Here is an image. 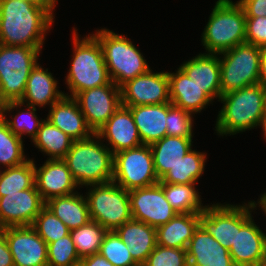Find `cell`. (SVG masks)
Returning a JSON list of instances; mask_svg holds the SVG:
<instances>
[{"label": "cell", "instance_id": "cell-1", "mask_svg": "<svg viewBox=\"0 0 266 266\" xmlns=\"http://www.w3.org/2000/svg\"><path fill=\"white\" fill-rule=\"evenodd\" d=\"M55 4L29 0H0V44L42 48L54 22Z\"/></svg>", "mask_w": 266, "mask_h": 266}, {"label": "cell", "instance_id": "cell-2", "mask_svg": "<svg viewBox=\"0 0 266 266\" xmlns=\"http://www.w3.org/2000/svg\"><path fill=\"white\" fill-rule=\"evenodd\" d=\"M223 107L216 121L218 135H235L260 126L266 106V89L259 83L221 95Z\"/></svg>", "mask_w": 266, "mask_h": 266}, {"label": "cell", "instance_id": "cell-3", "mask_svg": "<svg viewBox=\"0 0 266 266\" xmlns=\"http://www.w3.org/2000/svg\"><path fill=\"white\" fill-rule=\"evenodd\" d=\"M101 140L96 133L84 140H74L63 158L79 187L113 181L114 154Z\"/></svg>", "mask_w": 266, "mask_h": 266}, {"label": "cell", "instance_id": "cell-4", "mask_svg": "<svg viewBox=\"0 0 266 266\" xmlns=\"http://www.w3.org/2000/svg\"><path fill=\"white\" fill-rule=\"evenodd\" d=\"M73 29L74 53L68 75L65 77L71 94L65 93V96L74 98L79 92L104 86L112 80L98 39L90 34L80 40L77 30Z\"/></svg>", "mask_w": 266, "mask_h": 266}, {"label": "cell", "instance_id": "cell-5", "mask_svg": "<svg viewBox=\"0 0 266 266\" xmlns=\"http://www.w3.org/2000/svg\"><path fill=\"white\" fill-rule=\"evenodd\" d=\"M208 54H220L246 43V15L238 2L218 0L202 33Z\"/></svg>", "mask_w": 266, "mask_h": 266}, {"label": "cell", "instance_id": "cell-6", "mask_svg": "<svg viewBox=\"0 0 266 266\" xmlns=\"http://www.w3.org/2000/svg\"><path fill=\"white\" fill-rule=\"evenodd\" d=\"M99 41L112 82L121 87L150 70L144 56L130 39L108 29L93 34Z\"/></svg>", "mask_w": 266, "mask_h": 266}, {"label": "cell", "instance_id": "cell-7", "mask_svg": "<svg viewBox=\"0 0 266 266\" xmlns=\"http://www.w3.org/2000/svg\"><path fill=\"white\" fill-rule=\"evenodd\" d=\"M41 49L0 44V98L4 103L21 100Z\"/></svg>", "mask_w": 266, "mask_h": 266}, {"label": "cell", "instance_id": "cell-8", "mask_svg": "<svg viewBox=\"0 0 266 266\" xmlns=\"http://www.w3.org/2000/svg\"><path fill=\"white\" fill-rule=\"evenodd\" d=\"M86 201L90 219L107 231H115L125 222L132 220L129 191L113 181L90 185Z\"/></svg>", "mask_w": 266, "mask_h": 266}, {"label": "cell", "instance_id": "cell-9", "mask_svg": "<svg viewBox=\"0 0 266 266\" xmlns=\"http://www.w3.org/2000/svg\"><path fill=\"white\" fill-rule=\"evenodd\" d=\"M222 95L259 83L261 48L242 43L219 55Z\"/></svg>", "mask_w": 266, "mask_h": 266}, {"label": "cell", "instance_id": "cell-10", "mask_svg": "<svg viewBox=\"0 0 266 266\" xmlns=\"http://www.w3.org/2000/svg\"><path fill=\"white\" fill-rule=\"evenodd\" d=\"M113 182L128 191L159 183L150 146L143 144L114 154Z\"/></svg>", "mask_w": 266, "mask_h": 266}, {"label": "cell", "instance_id": "cell-11", "mask_svg": "<svg viewBox=\"0 0 266 266\" xmlns=\"http://www.w3.org/2000/svg\"><path fill=\"white\" fill-rule=\"evenodd\" d=\"M244 204L238 206L218 203L207 205L205 210L199 213V225L229 250L235 242L236 229H240L252 216L251 211L257 206L255 201Z\"/></svg>", "mask_w": 266, "mask_h": 266}, {"label": "cell", "instance_id": "cell-12", "mask_svg": "<svg viewBox=\"0 0 266 266\" xmlns=\"http://www.w3.org/2000/svg\"><path fill=\"white\" fill-rule=\"evenodd\" d=\"M74 99L78 102L87 125L96 133L118 110L121 90L113 82L101 87L79 92Z\"/></svg>", "mask_w": 266, "mask_h": 266}, {"label": "cell", "instance_id": "cell-13", "mask_svg": "<svg viewBox=\"0 0 266 266\" xmlns=\"http://www.w3.org/2000/svg\"><path fill=\"white\" fill-rule=\"evenodd\" d=\"M129 199L132 219L155 228L166 224L177 214L159 183L129 190Z\"/></svg>", "mask_w": 266, "mask_h": 266}, {"label": "cell", "instance_id": "cell-14", "mask_svg": "<svg viewBox=\"0 0 266 266\" xmlns=\"http://www.w3.org/2000/svg\"><path fill=\"white\" fill-rule=\"evenodd\" d=\"M122 106L157 105L170 102L168 72L151 69L120 87Z\"/></svg>", "mask_w": 266, "mask_h": 266}, {"label": "cell", "instance_id": "cell-15", "mask_svg": "<svg viewBox=\"0 0 266 266\" xmlns=\"http://www.w3.org/2000/svg\"><path fill=\"white\" fill-rule=\"evenodd\" d=\"M45 205L35 184L18 193H3L0 197V228L31 226Z\"/></svg>", "mask_w": 266, "mask_h": 266}, {"label": "cell", "instance_id": "cell-16", "mask_svg": "<svg viewBox=\"0 0 266 266\" xmlns=\"http://www.w3.org/2000/svg\"><path fill=\"white\" fill-rule=\"evenodd\" d=\"M14 266H48L47 243L31 226L4 228Z\"/></svg>", "mask_w": 266, "mask_h": 266}, {"label": "cell", "instance_id": "cell-17", "mask_svg": "<svg viewBox=\"0 0 266 266\" xmlns=\"http://www.w3.org/2000/svg\"><path fill=\"white\" fill-rule=\"evenodd\" d=\"M57 84V80L54 79L52 73L37 63L30 72L25 93L21 100L4 103L2 114L20 108L25 102H27L26 107L36 108V106L43 107L48 104L51 107L65 96L62 91L57 89Z\"/></svg>", "mask_w": 266, "mask_h": 266}, {"label": "cell", "instance_id": "cell-18", "mask_svg": "<svg viewBox=\"0 0 266 266\" xmlns=\"http://www.w3.org/2000/svg\"><path fill=\"white\" fill-rule=\"evenodd\" d=\"M252 218L236 229L235 242L229 248L235 266H261L266 256V234Z\"/></svg>", "mask_w": 266, "mask_h": 266}, {"label": "cell", "instance_id": "cell-19", "mask_svg": "<svg viewBox=\"0 0 266 266\" xmlns=\"http://www.w3.org/2000/svg\"><path fill=\"white\" fill-rule=\"evenodd\" d=\"M35 168V187L45 202L49 199L69 195L78 184L74 180L69 168L63 159H48Z\"/></svg>", "mask_w": 266, "mask_h": 266}, {"label": "cell", "instance_id": "cell-20", "mask_svg": "<svg viewBox=\"0 0 266 266\" xmlns=\"http://www.w3.org/2000/svg\"><path fill=\"white\" fill-rule=\"evenodd\" d=\"M96 134L108 140L113 154L143 145L131 111L122 105Z\"/></svg>", "mask_w": 266, "mask_h": 266}, {"label": "cell", "instance_id": "cell-21", "mask_svg": "<svg viewBox=\"0 0 266 266\" xmlns=\"http://www.w3.org/2000/svg\"><path fill=\"white\" fill-rule=\"evenodd\" d=\"M189 266H235L229 250L200 225L187 247Z\"/></svg>", "mask_w": 266, "mask_h": 266}, {"label": "cell", "instance_id": "cell-22", "mask_svg": "<svg viewBox=\"0 0 266 266\" xmlns=\"http://www.w3.org/2000/svg\"><path fill=\"white\" fill-rule=\"evenodd\" d=\"M46 119L74 140H84L95 134L73 97L64 96L54 103Z\"/></svg>", "mask_w": 266, "mask_h": 266}, {"label": "cell", "instance_id": "cell-23", "mask_svg": "<svg viewBox=\"0 0 266 266\" xmlns=\"http://www.w3.org/2000/svg\"><path fill=\"white\" fill-rule=\"evenodd\" d=\"M218 56L219 54L200 53L180 66L212 100L219 99L222 95Z\"/></svg>", "mask_w": 266, "mask_h": 266}, {"label": "cell", "instance_id": "cell-24", "mask_svg": "<svg viewBox=\"0 0 266 266\" xmlns=\"http://www.w3.org/2000/svg\"><path fill=\"white\" fill-rule=\"evenodd\" d=\"M168 77L173 105L195 114L213 101L180 67L176 73L168 72Z\"/></svg>", "mask_w": 266, "mask_h": 266}, {"label": "cell", "instance_id": "cell-25", "mask_svg": "<svg viewBox=\"0 0 266 266\" xmlns=\"http://www.w3.org/2000/svg\"><path fill=\"white\" fill-rule=\"evenodd\" d=\"M125 107L131 111L142 144L150 146L167 135L168 103Z\"/></svg>", "mask_w": 266, "mask_h": 266}, {"label": "cell", "instance_id": "cell-26", "mask_svg": "<svg viewBox=\"0 0 266 266\" xmlns=\"http://www.w3.org/2000/svg\"><path fill=\"white\" fill-rule=\"evenodd\" d=\"M115 232L127 245L131 257L142 266L157 245L156 228L144 222L130 220L117 228Z\"/></svg>", "mask_w": 266, "mask_h": 266}, {"label": "cell", "instance_id": "cell-27", "mask_svg": "<svg viewBox=\"0 0 266 266\" xmlns=\"http://www.w3.org/2000/svg\"><path fill=\"white\" fill-rule=\"evenodd\" d=\"M199 226V213H177L169 222L156 228L157 245L187 249Z\"/></svg>", "mask_w": 266, "mask_h": 266}, {"label": "cell", "instance_id": "cell-28", "mask_svg": "<svg viewBox=\"0 0 266 266\" xmlns=\"http://www.w3.org/2000/svg\"><path fill=\"white\" fill-rule=\"evenodd\" d=\"M58 217L69 230L86 225L90 219L88 204L85 196L72 193L49 199L45 205Z\"/></svg>", "mask_w": 266, "mask_h": 266}, {"label": "cell", "instance_id": "cell-29", "mask_svg": "<svg viewBox=\"0 0 266 266\" xmlns=\"http://www.w3.org/2000/svg\"><path fill=\"white\" fill-rule=\"evenodd\" d=\"M192 138L165 136L150 145L153 162L159 180L192 149Z\"/></svg>", "mask_w": 266, "mask_h": 266}, {"label": "cell", "instance_id": "cell-30", "mask_svg": "<svg viewBox=\"0 0 266 266\" xmlns=\"http://www.w3.org/2000/svg\"><path fill=\"white\" fill-rule=\"evenodd\" d=\"M205 153L190 149L175 166L171 167L159 183L195 184L204 172Z\"/></svg>", "mask_w": 266, "mask_h": 266}, {"label": "cell", "instance_id": "cell-31", "mask_svg": "<svg viewBox=\"0 0 266 266\" xmlns=\"http://www.w3.org/2000/svg\"><path fill=\"white\" fill-rule=\"evenodd\" d=\"M74 139L51 124L47 119L41 123L34 145L46 153L49 159H63L70 150Z\"/></svg>", "mask_w": 266, "mask_h": 266}, {"label": "cell", "instance_id": "cell-32", "mask_svg": "<svg viewBox=\"0 0 266 266\" xmlns=\"http://www.w3.org/2000/svg\"><path fill=\"white\" fill-rule=\"evenodd\" d=\"M159 184L167 201L177 213H200L205 210L206 205H201L202 200L195 184Z\"/></svg>", "mask_w": 266, "mask_h": 266}, {"label": "cell", "instance_id": "cell-33", "mask_svg": "<svg viewBox=\"0 0 266 266\" xmlns=\"http://www.w3.org/2000/svg\"><path fill=\"white\" fill-rule=\"evenodd\" d=\"M108 231L99 223L89 221L86 225L70 230L73 243L80 259L99 253Z\"/></svg>", "mask_w": 266, "mask_h": 266}, {"label": "cell", "instance_id": "cell-34", "mask_svg": "<svg viewBox=\"0 0 266 266\" xmlns=\"http://www.w3.org/2000/svg\"><path fill=\"white\" fill-rule=\"evenodd\" d=\"M34 160L4 169L0 177V197L3 193H18L30 189L35 184Z\"/></svg>", "mask_w": 266, "mask_h": 266}, {"label": "cell", "instance_id": "cell-35", "mask_svg": "<svg viewBox=\"0 0 266 266\" xmlns=\"http://www.w3.org/2000/svg\"><path fill=\"white\" fill-rule=\"evenodd\" d=\"M23 140L14 134L5 119L0 117V165L5 168L18 166L27 161Z\"/></svg>", "mask_w": 266, "mask_h": 266}, {"label": "cell", "instance_id": "cell-36", "mask_svg": "<svg viewBox=\"0 0 266 266\" xmlns=\"http://www.w3.org/2000/svg\"><path fill=\"white\" fill-rule=\"evenodd\" d=\"M31 227L48 244L68 235V227L46 206L35 218Z\"/></svg>", "mask_w": 266, "mask_h": 266}, {"label": "cell", "instance_id": "cell-37", "mask_svg": "<svg viewBox=\"0 0 266 266\" xmlns=\"http://www.w3.org/2000/svg\"><path fill=\"white\" fill-rule=\"evenodd\" d=\"M99 253L114 266H139L131 257L127 245L115 231L106 233Z\"/></svg>", "mask_w": 266, "mask_h": 266}, {"label": "cell", "instance_id": "cell-38", "mask_svg": "<svg viewBox=\"0 0 266 266\" xmlns=\"http://www.w3.org/2000/svg\"><path fill=\"white\" fill-rule=\"evenodd\" d=\"M47 260L48 266H71L81 260L70 233L47 244Z\"/></svg>", "mask_w": 266, "mask_h": 266}, {"label": "cell", "instance_id": "cell-39", "mask_svg": "<svg viewBox=\"0 0 266 266\" xmlns=\"http://www.w3.org/2000/svg\"><path fill=\"white\" fill-rule=\"evenodd\" d=\"M192 114L180 107L168 103L166 132L167 136L193 137Z\"/></svg>", "mask_w": 266, "mask_h": 266}, {"label": "cell", "instance_id": "cell-40", "mask_svg": "<svg viewBox=\"0 0 266 266\" xmlns=\"http://www.w3.org/2000/svg\"><path fill=\"white\" fill-rule=\"evenodd\" d=\"M27 108L28 110L26 112L18 111V114L12 117L13 120L11 119L8 120V118H6L7 115L5 114H2V117L5 119L10 130L14 134L18 135L21 139H23L22 138L23 135L28 134V136H30L31 140L33 141V139L37 136L41 123L44 120L38 119L35 113V111L37 110L35 107L28 106ZM22 116H23V119H22Z\"/></svg>", "mask_w": 266, "mask_h": 266}, {"label": "cell", "instance_id": "cell-41", "mask_svg": "<svg viewBox=\"0 0 266 266\" xmlns=\"http://www.w3.org/2000/svg\"><path fill=\"white\" fill-rule=\"evenodd\" d=\"M142 266H189L187 249L156 245Z\"/></svg>", "mask_w": 266, "mask_h": 266}, {"label": "cell", "instance_id": "cell-42", "mask_svg": "<svg viewBox=\"0 0 266 266\" xmlns=\"http://www.w3.org/2000/svg\"><path fill=\"white\" fill-rule=\"evenodd\" d=\"M246 43L266 47V17H246Z\"/></svg>", "mask_w": 266, "mask_h": 266}, {"label": "cell", "instance_id": "cell-43", "mask_svg": "<svg viewBox=\"0 0 266 266\" xmlns=\"http://www.w3.org/2000/svg\"><path fill=\"white\" fill-rule=\"evenodd\" d=\"M245 11L246 17H266V0L237 1Z\"/></svg>", "mask_w": 266, "mask_h": 266}, {"label": "cell", "instance_id": "cell-44", "mask_svg": "<svg viewBox=\"0 0 266 266\" xmlns=\"http://www.w3.org/2000/svg\"><path fill=\"white\" fill-rule=\"evenodd\" d=\"M0 266H14L13 257L5 239L4 229L0 228Z\"/></svg>", "mask_w": 266, "mask_h": 266}, {"label": "cell", "instance_id": "cell-45", "mask_svg": "<svg viewBox=\"0 0 266 266\" xmlns=\"http://www.w3.org/2000/svg\"><path fill=\"white\" fill-rule=\"evenodd\" d=\"M84 266H114L100 253L92 254L91 256L81 259Z\"/></svg>", "mask_w": 266, "mask_h": 266}, {"label": "cell", "instance_id": "cell-46", "mask_svg": "<svg viewBox=\"0 0 266 266\" xmlns=\"http://www.w3.org/2000/svg\"><path fill=\"white\" fill-rule=\"evenodd\" d=\"M259 84L266 89V47L261 48L259 63Z\"/></svg>", "mask_w": 266, "mask_h": 266}, {"label": "cell", "instance_id": "cell-47", "mask_svg": "<svg viewBox=\"0 0 266 266\" xmlns=\"http://www.w3.org/2000/svg\"><path fill=\"white\" fill-rule=\"evenodd\" d=\"M260 200V201H259ZM258 200V204L260 208L265 212L266 214V193L260 196V199Z\"/></svg>", "mask_w": 266, "mask_h": 266}, {"label": "cell", "instance_id": "cell-48", "mask_svg": "<svg viewBox=\"0 0 266 266\" xmlns=\"http://www.w3.org/2000/svg\"><path fill=\"white\" fill-rule=\"evenodd\" d=\"M260 127L263 128V133H264V137H265V140H266V106H265V110H264V113H263V117H262V121H261V124H260Z\"/></svg>", "mask_w": 266, "mask_h": 266}, {"label": "cell", "instance_id": "cell-49", "mask_svg": "<svg viewBox=\"0 0 266 266\" xmlns=\"http://www.w3.org/2000/svg\"><path fill=\"white\" fill-rule=\"evenodd\" d=\"M29 1H33L38 4H56L57 0H29Z\"/></svg>", "mask_w": 266, "mask_h": 266}, {"label": "cell", "instance_id": "cell-50", "mask_svg": "<svg viewBox=\"0 0 266 266\" xmlns=\"http://www.w3.org/2000/svg\"><path fill=\"white\" fill-rule=\"evenodd\" d=\"M4 102L0 98V117L2 116Z\"/></svg>", "mask_w": 266, "mask_h": 266}, {"label": "cell", "instance_id": "cell-51", "mask_svg": "<svg viewBox=\"0 0 266 266\" xmlns=\"http://www.w3.org/2000/svg\"><path fill=\"white\" fill-rule=\"evenodd\" d=\"M71 266H84L83 262L80 260L77 263L72 264Z\"/></svg>", "mask_w": 266, "mask_h": 266}, {"label": "cell", "instance_id": "cell-52", "mask_svg": "<svg viewBox=\"0 0 266 266\" xmlns=\"http://www.w3.org/2000/svg\"><path fill=\"white\" fill-rule=\"evenodd\" d=\"M261 266H266V256H265V258H264L263 263H262Z\"/></svg>", "mask_w": 266, "mask_h": 266}]
</instances>
